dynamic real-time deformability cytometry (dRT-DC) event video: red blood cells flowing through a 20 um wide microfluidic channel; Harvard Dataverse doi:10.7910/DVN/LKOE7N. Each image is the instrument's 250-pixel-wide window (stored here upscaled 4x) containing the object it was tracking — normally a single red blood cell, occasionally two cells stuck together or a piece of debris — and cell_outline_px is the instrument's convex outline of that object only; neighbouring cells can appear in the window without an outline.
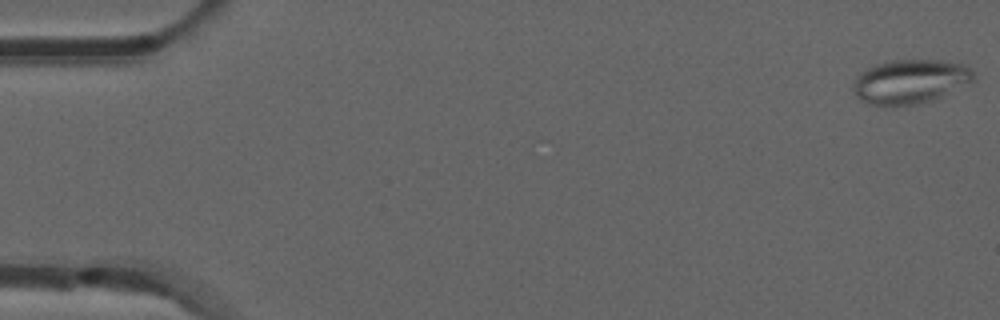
{"species": "common noctule bat (a hibernating species)", "species_latin": "Nyctalus noctula", "temperature_condition": "room temperature", "stored_images_in_passage": 53, "camera_frame_rate_fps": 3000, "um_per_image_px": 0.085, "animal": {"sex": "male", "forearm_length_mm": 52.5}, "frame": {"image": 1, "passage_image": 1, "time_ms": 0.0, "image_size_px": [1000, 320], "cell_outline_px": [[976, 80], [932, 100], [916, 104], [892, 108], [868, 104], [860, 100], [856, 96], [852, 88], [856, 76], [860, 72], [876, 64], [892, 60], [940, 60], [960, 64], [968, 68], [972, 72]], "centroid_in_image_um": [77.3, 6.96], "position_along_channel_um": 7.7, "area_um2": 31.21}}
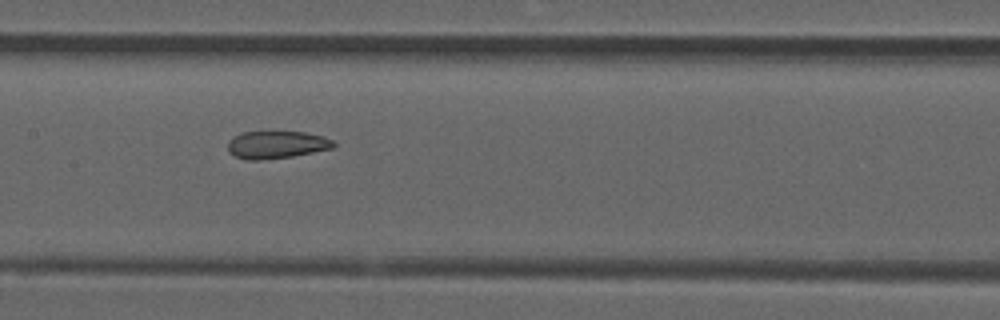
{"frame": {"image": 2, "passage_image": 26, "time_ms": 8.333, "image_size_px": [1000, 320], "cell_outline_px": [[336, 148], [292, 156], [256, 160], [248, 160], [236, 156], [228, 152], [228, 140], [244, 132], [304, 132], [320, 136], [332, 140], [336, 144]], "centroid_in_image_um": [23.52, 12.3], "position_along_channel_um": 183.9, "area_um2": 16.76}}
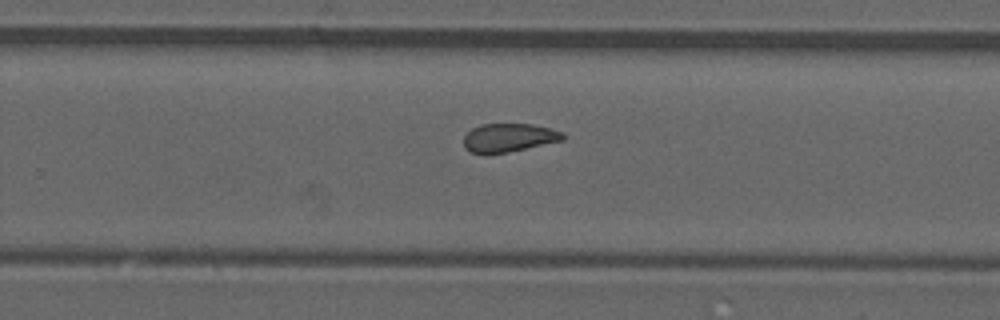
{"frame": {"image": 3, "passage_image": 34, "time_ms": 11.0, "image_size_px": [1000, 320], "cell_outline_px": [[564, 140], [508, 152], [484, 156], [472, 152], [464, 148], [464, 136], [472, 128], [480, 124], [532, 124], [564, 132]], "centroid_in_image_um": [43.21, 11.72], "position_along_channel_um": 286.6, "area_um2": 16.7}, "authors_computed_cell_mechanics": {"area_um2": 18.1492, "velocity_mm_per_s": 3.8693, "shape_relaxation_time_tau1_ms": null, "shape_relaxation_time_tau2_ms": 1.8651, "deformation_change_tau1": null, "deformation_change_tau2": 0.0725}}